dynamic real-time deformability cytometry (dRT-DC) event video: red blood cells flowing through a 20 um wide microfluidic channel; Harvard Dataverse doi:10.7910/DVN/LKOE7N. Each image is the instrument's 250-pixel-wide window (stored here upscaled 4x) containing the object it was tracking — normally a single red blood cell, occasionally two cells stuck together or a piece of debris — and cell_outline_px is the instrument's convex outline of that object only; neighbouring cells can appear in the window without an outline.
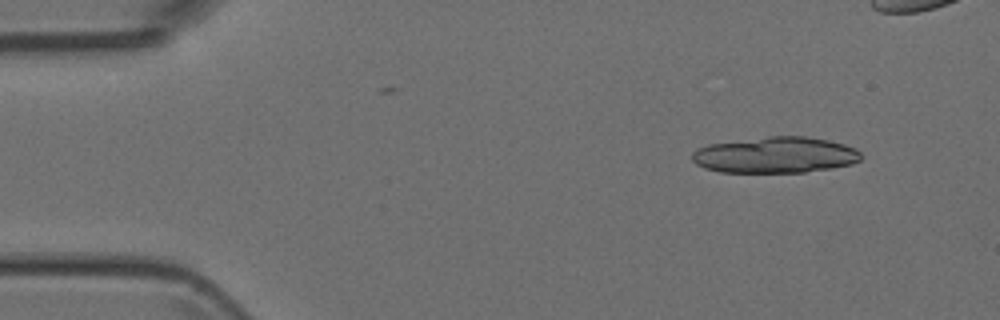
{"species": "Egyptian fruit bat (a non-hibernating species)", "species_latin": "Rousettus aegyptiacus", "temperature_condition": "room temperature", "stored_images_in_passage": 4, "camera_frame_rate_fps": 3000, "um_per_image_px": 0.085, "animal": {"sex": "female"}, "frame": {"image": 1, "passage_image": 1, "time_ms": 0.0, "image_size_px": [1000, 320], "cell_outline_px": [[864, 156], [860, 160], [852, 164], [832, 168], [804, 172], [720, 172], [704, 168], [696, 164], [692, 160], [692, 152], [696, 148], [708, 144], [768, 136], [808, 136], [828, 140], [844, 144], [856, 148]], "centroid_in_image_um": [65.91, 13.17], "position_along_channel_um": 19.1, "area_um2": 35.84}}